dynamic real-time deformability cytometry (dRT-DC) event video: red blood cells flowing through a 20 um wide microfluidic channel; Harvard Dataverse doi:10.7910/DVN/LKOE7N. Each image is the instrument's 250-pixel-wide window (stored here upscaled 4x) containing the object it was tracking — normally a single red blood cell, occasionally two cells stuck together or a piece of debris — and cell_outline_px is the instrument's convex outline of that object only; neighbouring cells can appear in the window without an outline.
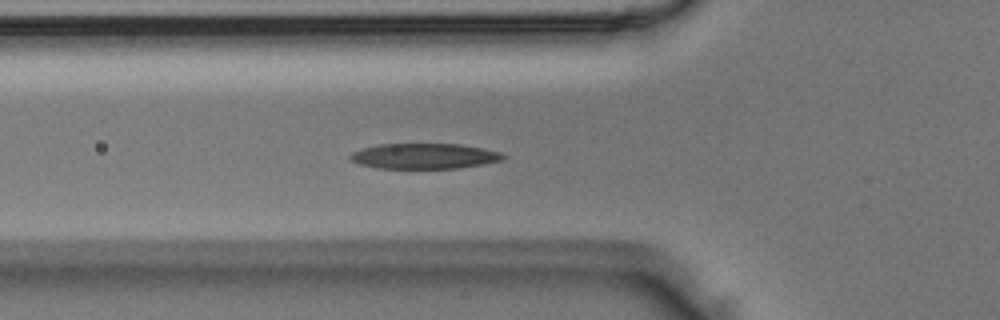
{"species": "Egyptian fruit bat (a non-hibernating species)", "species_latin": "Rousettus aegyptiacus", "temperature_condition": "room temperature", "stored_images_in_passage": 35, "camera_frame_rate_fps": 3000, "um_per_image_px": 0.085, "animal": {"sex": "male"}, "frame": {"image": 1, "passage_image": 2, "time_ms": 0.333, "image_size_px": [1000, 320], "cell_outline_px": [[508, 156], [504, 160], [460, 168], [376, 168], [360, 164], [352, 160], [348, 156], [352, 152], [360, 148], [376, 144], [460, 144], [500, 152]], "centroid_in_image_um": [36.05, 13.26], "position_along_channel_um": 89.7, "area_um2": 22.72}}
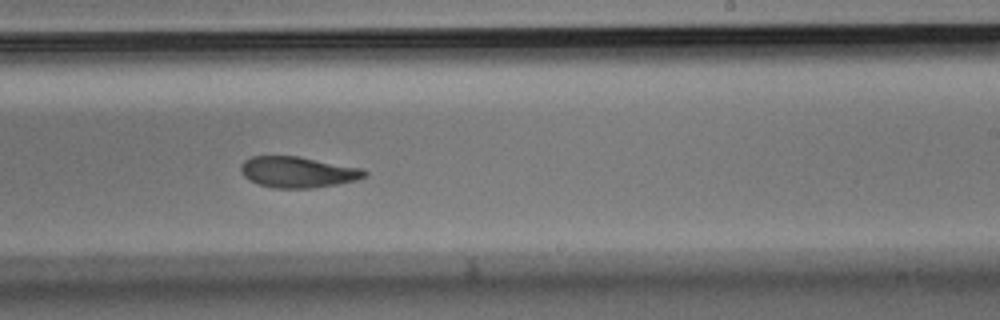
{"frame": {"image": 2, "passage_image": 15, "time_ms": 4.667, "image_size_px": [1000, 320], "cell_outline_px": [[368, 172], [364, 176], [356, 180], [336, 184], [312, 188], [272, 188], [260, 184], [244, 176], [240, 168], [240, 164], [244, 160], [252, 156], [296, 156], [364, 168]], "centroid_in_image_um": [25.32, 14.62], "position_along_channel_um": 263.7, "area_um2": 22.2}}
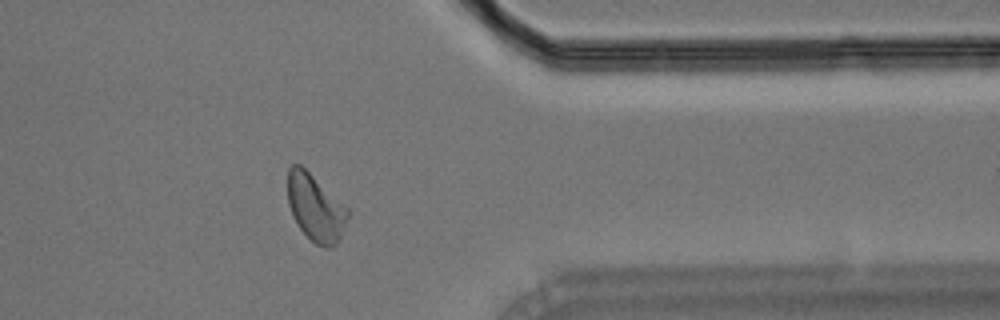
{"frame": {"image": 3, "passage_image": 25, "time_ms": 8.0, "image_size_px": [1000, 320], "cell_outline_px": [[348, 216], [340, 236], [336, 244], [332, 248], [324, 248], [316, 244], [300, 228], [292, 216], [288, 204], [288, 168], [292, 164], [300, 164], [348, 208]], "centroid_in_image_um": [26.79, 17.66], "position_along_channel_um": 384.6, "area_um2": 23.06}}